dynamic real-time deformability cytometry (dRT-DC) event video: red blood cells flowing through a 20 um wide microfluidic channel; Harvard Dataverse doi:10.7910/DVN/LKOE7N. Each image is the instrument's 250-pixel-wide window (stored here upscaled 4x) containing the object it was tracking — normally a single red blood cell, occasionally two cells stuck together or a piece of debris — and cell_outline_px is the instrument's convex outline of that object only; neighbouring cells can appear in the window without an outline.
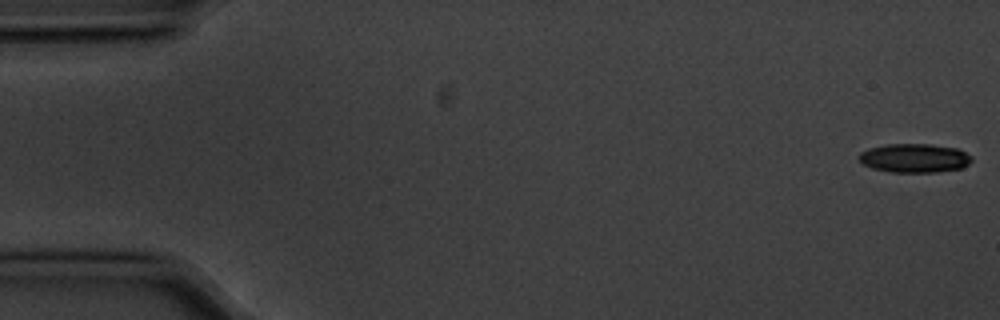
{"species": "common noctule bat (a hibernating species)", "species_latin": "Nyctalus noctula", "temperature_condition": "cold", "stored_images_in_passage": 8, "camera_frame_rate_fps": 3000, "um_per_image_px": 0.085, "animal": {"sex": "male", "body_mass_g": 20.1, "forearm_length_mm": 53.5}, "frame": {"image": 1, "passage_image": 1, "time_ms": 0.0, "image_size_px": [1000, 320], "cell_outline_px": [[972, 160], [968, 164], [960, 168], [936, 172], [892, 172], [872, 168], [864, 164], [856, 156], [860, 152], [868, 148], [888, 144], [928, 144], [956, 148], [972, 156]], "centroid_in_image_um": [77.7, 13.43], "position_along_channel_um": 7.3, "area_um2": 18.9}}
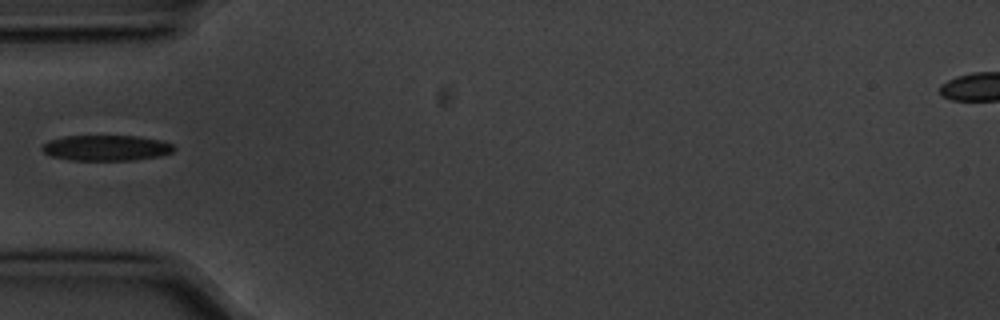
{"frame": {"image": 2, "passage_image": 5, "time_ms": 1.333, "image_size_px": [1000, 320], "cell_outline_px": [[176, 148], [172, 152], [160, 156], [132, 160], [68, 160], [52, 156], [44, 152], [40, 148], [48, 140], [64, 136], [136, 136], [160, 140], [172, 144]], "centroid_in_image_um": [9.02, 12.57], "position_along_channel_um": 76.0, "area_um2": 19.65}}
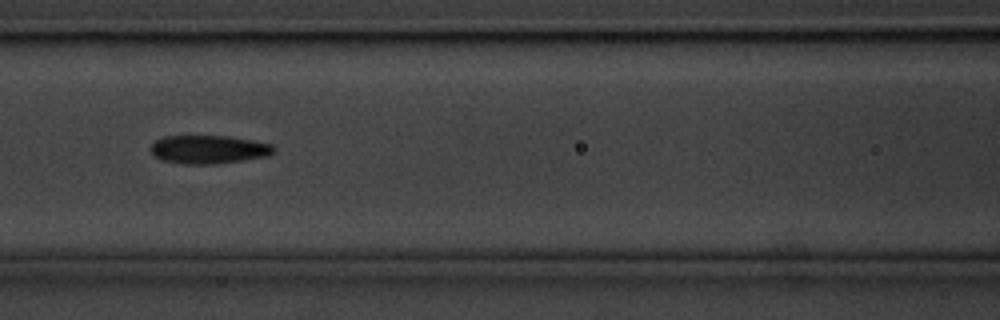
{"frame": {"image": 3, "passage_image": 7, "time_ms": 2.0, "image_size_px": [1000, 320], "cell_outline_px": [[276, 148], [268, 156], [244, 160], [216, 164], [184, 164], [164, 160], [156, 156], [152, 152], [152, 144], [156, 140], [164, 136], [228, 136], [252, 140], [272, 144]], "centroid_in_image_um": [17.78, 12.7], "position_along_channel_um": 148.8, "area_um2": 20.23}}